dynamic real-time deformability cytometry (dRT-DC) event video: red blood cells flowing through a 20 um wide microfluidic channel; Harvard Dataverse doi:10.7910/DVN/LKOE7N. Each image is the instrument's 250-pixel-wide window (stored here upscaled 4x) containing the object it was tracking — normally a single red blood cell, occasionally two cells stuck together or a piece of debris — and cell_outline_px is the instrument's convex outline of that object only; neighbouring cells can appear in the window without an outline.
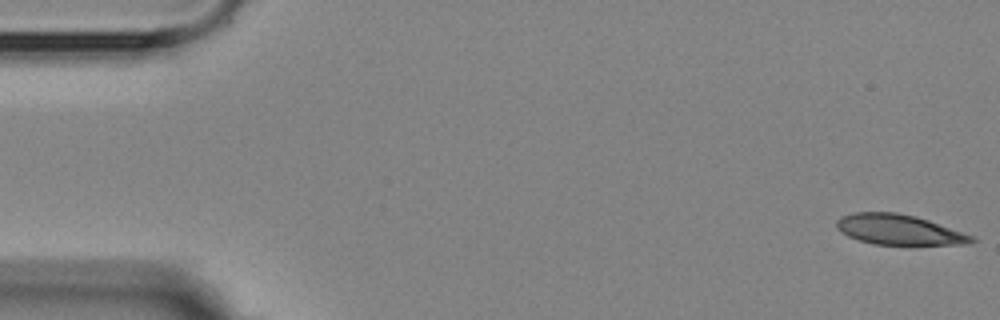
{"species": "Egyptian fruit bat (a non-hibernating species)", "species_latin": "Rousettus aegyptiacus", "temperature_condition": "room temperature", "stored_images_in_passage": 5, "camera_frame_rate_fps": 3000, "um_per_image_px": 0.085, "animal": {"sex": "female"}, "frame": {"image": 1, "passage_image": 1, "time_ms": 0.0, "image_size_px": [1000, 320], "cell_outline_px": [[976, 240], [968, 244], [872, 244], [848, 236], [840, 232], [836, 228], [836, 220], [840, 216], [852, 212], [896, 212], [916, 216], [928, 220], [972, 236]], "centroid_in_image_um": [76.32, 19.5], "position_along_channel_um": 8.7, "area_um2": 23.58}}